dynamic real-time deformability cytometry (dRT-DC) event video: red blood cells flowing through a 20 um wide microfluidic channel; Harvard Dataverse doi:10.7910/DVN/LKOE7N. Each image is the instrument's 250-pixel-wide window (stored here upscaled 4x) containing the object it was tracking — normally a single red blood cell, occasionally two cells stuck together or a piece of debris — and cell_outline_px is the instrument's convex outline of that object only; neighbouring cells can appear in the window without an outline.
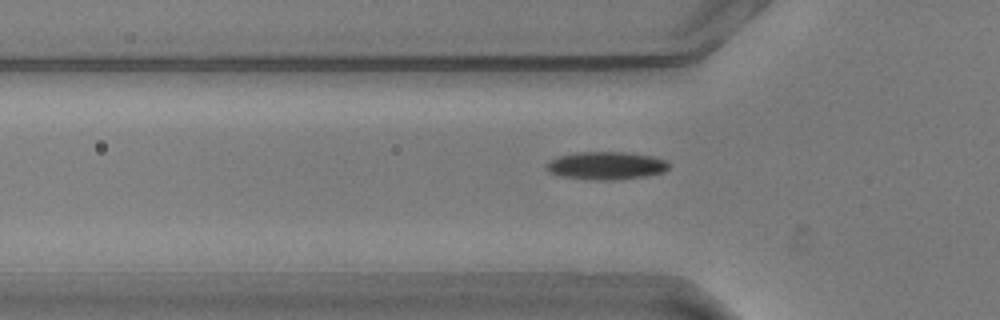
{"species": "common noctule bat (a hibernating species)", "species_latin": "Nyctalus noctula", "temperature_condition": "warm", "stored_images_in_passage": 38, "camera_frame_rate_fps": 3000, "um_per_image_px": 0.085, "animal": {"sex": "male", "body_mass_g": 20.5, "forearm_length_mm": 52.5}, "frame": {"image": 1, "passage_image": 2, "time_ms": 0.333, "image_size_px": [1000, 320], "cell_outline_px": [[668, 168], [664, 172], [648, 176], [616, 180], [588, 180], [560, 176], [548, 172], [544, 168], [548, 160], [560, 156], [576, 152], [624, 152], [652, 156], [668, 160]], "centroid_in_image_um": [51.5, 14.09], "position_along_channel_um": 74.3, "area_um2": 20.23}}
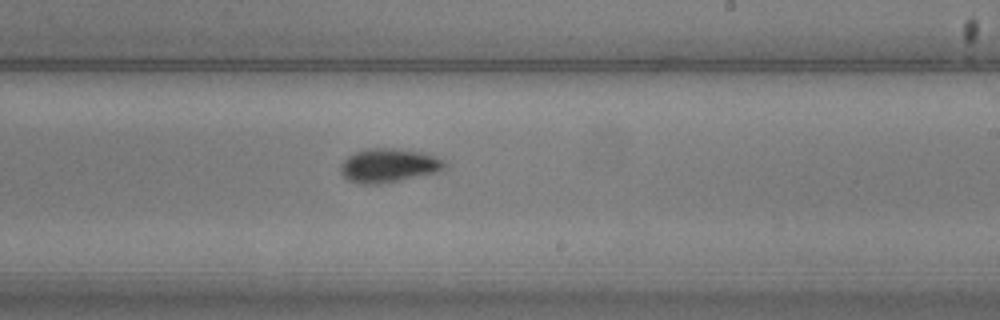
{"frame": {"image": 2, "passage_image": 17, "time_ms": 5.333, "image_size_px": [1000, 320], "cell_outline_px": [[448, 164], [444, 168], [436, 172], [380, 184], [360, 184], [348, 180], [340, 172], [340, 164], [348, 156], [356, 152], [368, 148], [392, 148], [420, 152], [432, 156]], "centroid_in_image_um": [32.97, 14.07], "position_along_channel_um": 256.0, "area_um2": 20.17}}
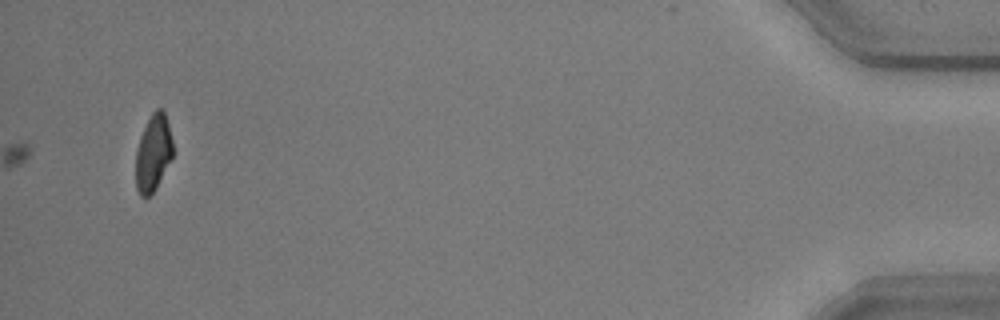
{"frame": {"image": 3, "passage_image": 38, "time_ms": 12.333, "image_size_px": [1000, 320], "cell_outline_px": [[172, 156], [156, 188], [148, 196], [140, 196], [136, 188], [136, 152], [140, 136], [152, 112], [156, 108], [160, 108], [164, 112], [168, 124], [172, 140]], "centroid_in_image_um": [13.01, 13.0], "position_along_channel_um": 422.2, "area_um2": 16.24}, "authors_computed_cell_mechanics": {"area_um2": 19.7965, "velocity_mm_per_s": 3.6117, "shape_relaxation_time_tau1_ms": 6.0607, "shape_relaxation_time_tau2_ms": null, "deformation_change_tau1": 0.1734, "deformation_change_tau2": null}}